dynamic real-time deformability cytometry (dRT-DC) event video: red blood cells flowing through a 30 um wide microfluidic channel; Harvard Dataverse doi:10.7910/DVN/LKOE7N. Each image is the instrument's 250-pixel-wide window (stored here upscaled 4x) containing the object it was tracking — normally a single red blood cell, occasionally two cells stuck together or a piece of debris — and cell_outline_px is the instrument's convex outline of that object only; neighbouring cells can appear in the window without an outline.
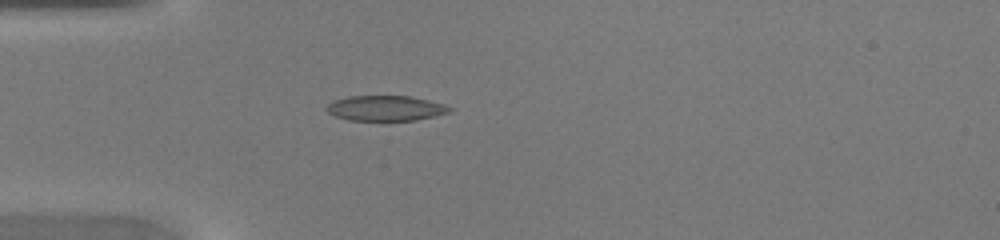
{"species": "common noctule bat (a hibernating species)", "species_latin": "Nyctalus noctula", "temperature_condition": "warm", "stored_images_in_passage": 33, "camera_frame_rate_fps": 3000, "um_per_image_px": 0.085, "animal": {"sex": "female", "body_mass_g": 20.0, "forearm_length_mm": 54.0}, "frame": {"image": 1, "passage_image": 1, "time_ms": 0.0, "image_size_px": [1000, 240], "cell_outline_px": [[452, 112], [416, 120], [348, 120], [336, 116], [328, 112], [324, 108], [328, 104], [336, 100], [348, 96], [412, 96], [444, 104], [452, 108]], "centroid_in_image_um": [32.8, 9.19], "position_along_channel_um": 52.2, "area_um2": 18.03}}
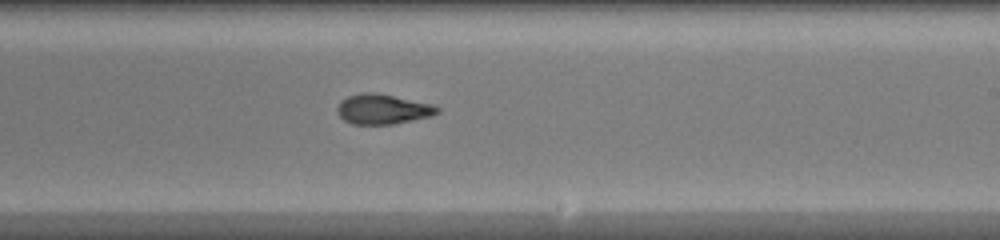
{"frame": {"image": 2, "passage_image": 15, "time_ms": 4.667, "image_size_px": [1000, 240], "cell_outline_px": [[440, 112], [428, 116], [392, 124], [352, 124], [344, 120], [336, 112], [336, 108], [340, 100], [348, 96], [364, 92], [372, 92], [432, 104], [440, 108]], "centroid_in_image_um": [32.47, 9.28], "position_along_channel_um": 256.5, "area_um2": 17.22}}
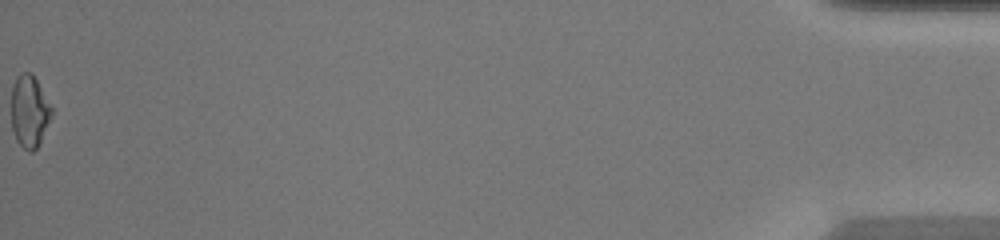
{"frame": {"image": 3, "passage_image": 33, "time_ms": 10.667, "image_size_px": [1000, 240], "cell_outline_px": [[52, 116], [36, 148], [32, 152], [28, 152], [16, 140], [12, 128], [12, 84], [16, 76], [24, 72], [32, 72], [52, 108]], "centroid_in_image_um": [2.49, 9.44], "position_along_channel_um": 432.7, "area_um2": 16.76}}